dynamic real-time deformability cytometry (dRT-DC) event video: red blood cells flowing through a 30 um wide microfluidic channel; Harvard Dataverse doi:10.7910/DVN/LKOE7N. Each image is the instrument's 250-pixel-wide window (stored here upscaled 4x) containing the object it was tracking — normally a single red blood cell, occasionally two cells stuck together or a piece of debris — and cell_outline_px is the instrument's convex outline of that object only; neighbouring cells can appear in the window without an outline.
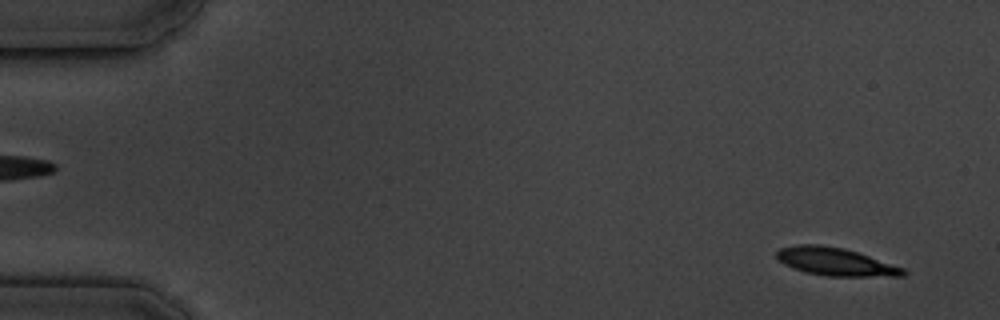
{"species": "common noctule bat (a hibernating species)", "species_latin": "Nyctalus noctula", "temperature_condition": "cold", "stored_images_in_passage": 6, "segment_of_instrument_passage": [2, 2], "camera_frame_rate_fps": 3000, "um_per_image_px": 0.085, "animal": {"sex": "male", "body_mass_g": 19.5, "forearm_length_mm": 54.6}, "frame": {"image": 1, "passage_image": 6, "time_ms": 6.0, "image_size_px": [1000, 320], "cell_outline_px": [[908, 272], [904, 276], [824, 276], [804, 272], [792, 268], [784, 264], [776, 256], [776, 252], [780, 248], [796, 244], [816, 244], [844, 248], [904, 268]], "centroid_in_image_um": [70.99, 22.25], "position_along_channel_um": 14.0, "area_um2": 20.52}}